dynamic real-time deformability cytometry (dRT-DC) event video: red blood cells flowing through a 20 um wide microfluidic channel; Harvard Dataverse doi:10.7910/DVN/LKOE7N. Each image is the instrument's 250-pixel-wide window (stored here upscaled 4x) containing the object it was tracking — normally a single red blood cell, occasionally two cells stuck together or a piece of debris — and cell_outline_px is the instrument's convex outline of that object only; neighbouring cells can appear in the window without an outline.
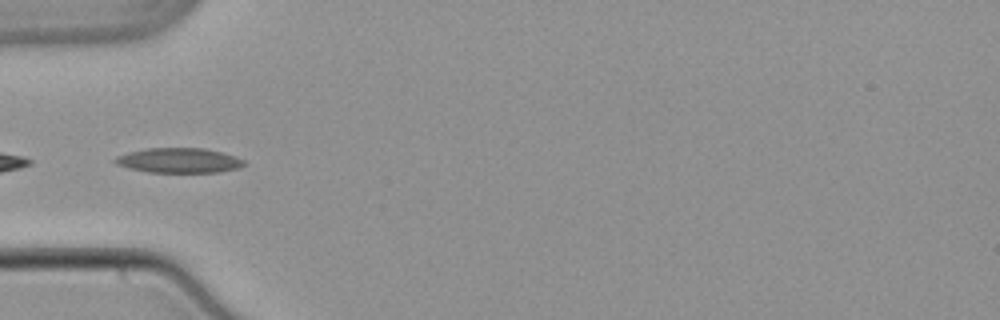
{"species": "common noctule bat (a hibernating species)", "species_latin": "Nyctalus noctula", "temperature_condition": "warm", "stored_images_in_passage": 5, "camera_frame_rate_fps": 3000, "um_per_image_px": 0.085, "animal": {"sex": "male", "body_mass_g": 21.5, "forearm_length_mm": 52.0}, "frame": {"image": 1, "passage_image": 1, "time_ms": 0.0, "image_size_px": [1000, 320], "cell_outline_px": [[244, 164], [240, 168], [216, 172], [148, 172], [116, 164], [112, 160], [116, 156], [128, 152], [148, 148], [204, 148], [220, 152], [244, 160]], "centroid_in_image_um": [15.18, 13.63], "position_along_channel_um": 69.8, "area_um2": 18.44}}